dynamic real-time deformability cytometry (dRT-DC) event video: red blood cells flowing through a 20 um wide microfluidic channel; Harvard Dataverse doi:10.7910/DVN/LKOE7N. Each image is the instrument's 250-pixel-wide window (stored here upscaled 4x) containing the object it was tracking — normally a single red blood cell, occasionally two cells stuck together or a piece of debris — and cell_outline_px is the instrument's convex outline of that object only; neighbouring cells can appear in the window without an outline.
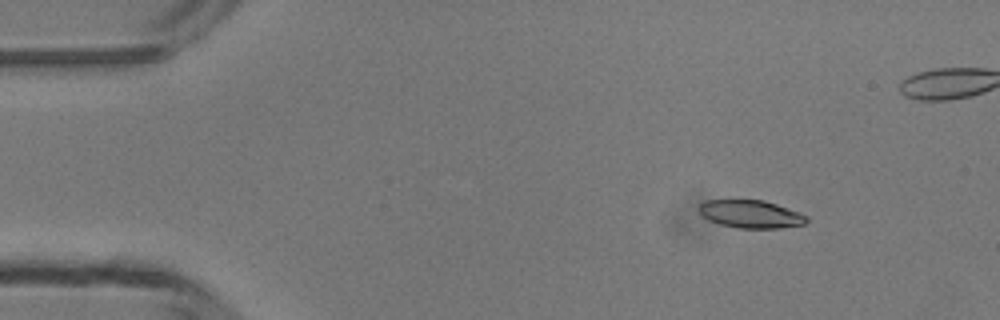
{"species": "common noctule bat (a hibernating species)", "species_latin": "Nyctalus noctula", "temperature_condition": "room temperature", "stored_images_in_passage": 44, "camera_frame_rate_fps": 3000, "um_per_image_px": 0.085, "animal": {"sex": "male", "body_mass_g": 13.3}, "frame": {"image": 1, "passage_image": 1, "time_ms": 0.0, "image_size_px": [1000, 320], "cell_outline_px": [[808, 220], [804, 224], [780, 228], [736, 228], [720, 224], [708, 220], [700, 216], [696, 208], [704, 200], [764, 200], [788, 208], [808, 216]], "centroid_in_image_um": [63.76, 18.2], "position_along_channel_um": 21.2, "area_um2": 17.69}}
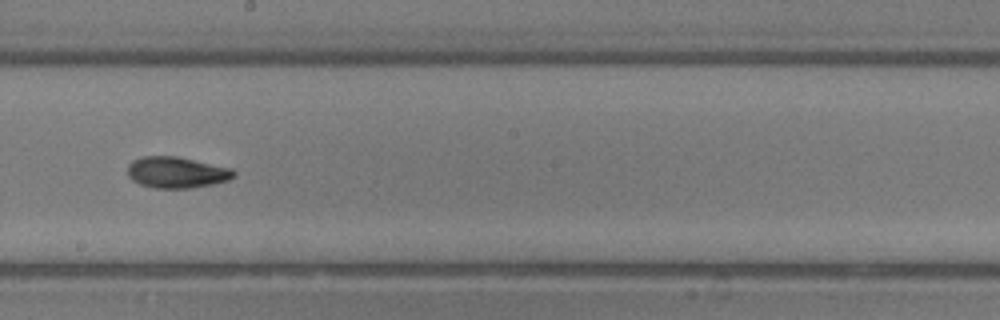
{"frame": {"image": 2, "passage_image": 22, "time_ms": 7.0, "image_size_px": [1000, 320], "cell_outline_px": [[236, 176], [228, 180], [212, 184], [188, 188], [156, 188], [140, 184], [132, 180], [128, 176], [128, 164], [132, 160], [140, 156], [176, 156], [232, 168], [236, 172]], "centroid_in_image_um": [15.0, 14.64], "position_along_channel_um": 233.2, "area_um2": 19.36}}
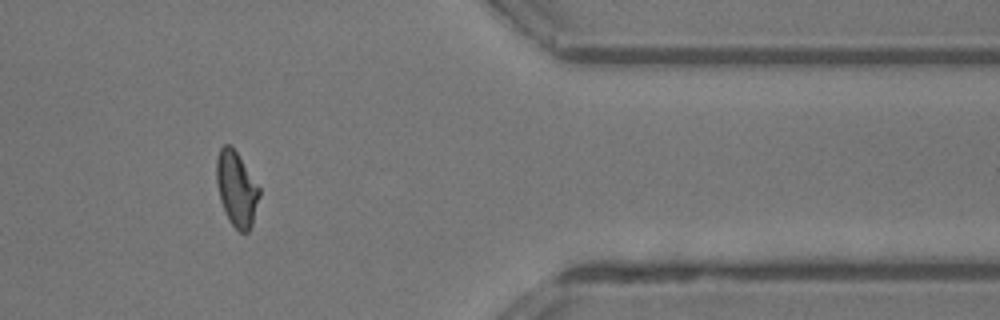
{"frame": {"image": 3, "passage_image": 35, "time_ms": 11.333, "image_size_px": [1000, 320], "cell_outline_px": [[260, 196], [252, 224], [248, 232], [240, 232], [232, 224], [220, 200], [216, 184], [216, 160], [220, 148], [224, 144], [228, 144], [236, 152], [260, 188]], "centroid_in_image_um": [20.1, 16.05], "position_along_channel_um": 391.3, "area_um2": 18.38}, "authors_computed_cell_mechanics": {"area_um2": 18.7272, "velocity_mm_per_s": 4.2351, "shape_relaxation_time_tau1_ms": 3.2626, "shape_relaxation_time_tau2_ms": 2.9606, "deformation_change_tau1": 0.1571, "deformation_change_tau2": 0.0918}}